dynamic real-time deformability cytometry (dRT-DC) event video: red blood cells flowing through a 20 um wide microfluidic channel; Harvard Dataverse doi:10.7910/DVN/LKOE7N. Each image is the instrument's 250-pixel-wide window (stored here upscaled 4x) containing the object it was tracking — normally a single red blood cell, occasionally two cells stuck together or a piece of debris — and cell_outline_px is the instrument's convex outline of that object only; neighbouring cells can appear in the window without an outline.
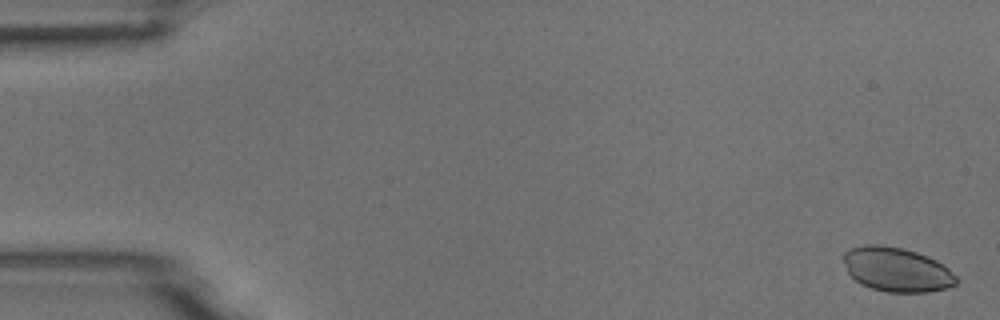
{"species": "common noctule bat (a hibernating species)", "species_latin": "Nyctalus noctula", "temperature_condition": "room temperature", "stored_images_in_passage": 4, "camera_frame_rate_fps": 3000, "um_per_image_px": 0.085, "animal": {"sex": "male", "body_mass_g": 18.8}, "frame": {"image": 1, "passage_image": 1, "time_ms": 0.0, "image_size_px": [1000, 320], "cell_outline_px": [[960, 280], [956, 284], [948, 288], [928, 292], [888, 292], [872, 288], [860, 284], [848, 272], [844, 260], [844, 252], [848, 248], [864, 244], [880, 244], [904, 248], [916, 252], [936, 260], [948, 268]], "centroid_in_image_um": [76.23, 22.9], "position_along_channel_um": 8.8, "area_um2": 29.25}}
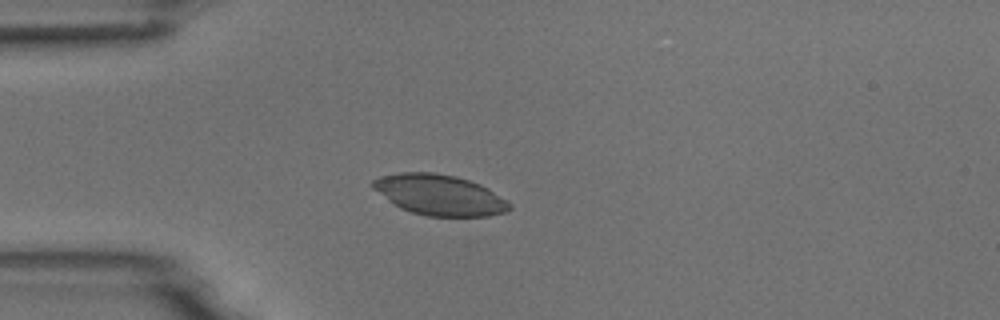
{"frame": {"image": 2, "passage_image": 4, "time_ms": 4.333, "image_size_px": [1000, 320], "cell_outline_px": [[512, 208], [504, 212], [488, 216], [428, 216], [412, 212], [400, 208], [388, 200], [372, 188], [372, 180], [380, 176], [400, 172], [432, 172], [456, 176], [480, 184], [488, 188], [508, 200], [512, 204]], "centroid_in_image_um": [37.37, 16.56], "position_along_channel_um": 47.6, "area_um2": 32.37}}